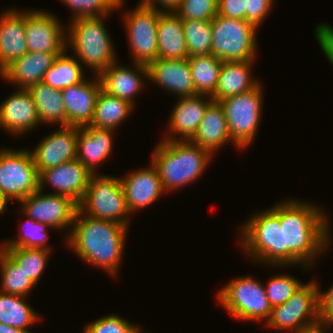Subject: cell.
<instances>
[{"mask_svg": "<svg viewBox=\"0 0 333 333\" xmlns=\"http://www.w3.org/2000/svg\"><path fill=\"white\" fill-rule=\"evenodd\" d=\"M148 79L179 97L197 95L188 58H157L148 66Z\"/></svg>", "mask_w": 333, "mask_h": 333, "instance_id": "obj_17", "label": "cell"}, {"mask_svg": "<svg viewBox=\"0 0 333 333\" xmlns=\"http://www.w3.org/2000/svg\"><path fill=\"white\" fill-rule=\"evenodd\" d=\"M0 333H31L29 330H22L13 326H8L0 322Z\"/></svg>", "mask_w": 333, "mask_h": 333, "instance_id": "obj_47", "label": "cell"}, {"mask_svg": "<svg viewBox=\"0 0 333 333\" xmlns=\"http://www.w3.org/2000/svg\"><path fill=\"white\" fill-rule=\"evenodd\" d=\"M61 53L27 52L14 60L1 73L2 80H8L22 89L42 82L44 74L53 65L57 55Z\"/></svg>", "mask_w": 333, "mask_h": 333, "instance_id": "obj_24", "label": "cell"}, {"mask_svg": "<svg viewBox=\"0 0 333 333\" xmlns=\"http://www.w3.org/2000/svg\"><path fill=\"white\" fill-rule=\"evenodd\" d=\"M37 108L40 123H56L67 126V116L61 90L44 83L33 84L28 88Z\"/></svg>", "mask_w": 333, "mask_h": 333, "instance_id": "obj_29", "label": "cell"}, {"mask_svg": "<svg viewBox=\"0 0 333 333\" xmlns=\"http://www.w3.org/2000/svg\"><path fill=\"white\" fill-rule=\"evenodd\" d=\"M6 204H7V201L0 193V213L1 214H2V212H4L5 209H7Z\"/></svg>", "mask_w": 333, "mask_h": 333, "instance_id": "obj_49", "label": "cell"}, {"mask_svg": "<svg viewBox=\"0 0 333 333\" xmlns=\"http://www.w3.org/2000/svg\"><path fill=\"white\" fill-rule=\"evenodd\" d=\"M39 190V173L33 155L26 150L0 151V193L10 199L26 198Z\"/></svg>", "mask_w": 333, "mask_h": 333, "instance_id": "obj_11", "label": "cell"}, {"mask_svg": "<svg viewBox=\"0 0 333 333\" xmlns=\"http://www.w3.org/2000/svg\"><path fill=\"white\" fill-rule=\"evenodd\" d=\"M78 210L89 217L129 227L126 217L130 211L118 177L92 174Z\"/></svg>", "mask_w": 333, "mask_h": 333, "instance_id": "obj_6", "label": "cell"}, {"mask_svg": "<svg viewBox=\"0 0 333 333\" xmlns=\"http://www.w3.org/2000/svg\"><path fill=\"white\" fill-rule=\"evenodd\" d=\"M102 20L103 17L72 19L66 34V47L70 44L79 60L94 70L96 76L116 61L114 46Z\"/></svg>", "mask_w": 333, "mask_h": 333, "instance_id": "obj_4", "label": "cell"}, {"mask_svg": "<svg viewBox=\"0 0 333 333\" xmlns=\"http://www.w3.org/2000/svg\"><path fill=\"white\" fill-rule=\"evenodd\" d=\"M83 80L82 82L66 87L61 91L67 126L84 127L91 124L94 116L96 97L101 89L99 77L96 81Z\"/></svg>", "mask_w": 333, "mask_h": 333, "instance_id": "obj_19", "label": "cell"}, {"mask_svg": "<svg viewBox=\"0 0 333 333\" xmlns=\"http://www.w3.org/2000/svg\"><path fill=\"white\" fill-rule=\"evenodd\" d=\"M315 36L321 50L333 66V28L326 23L317 25Z\"/></svg>", "mask_w": 333, "mask_h": 333, "instance_id": "obj_45", "label": "cell"}, {"mask_svg": "<svg viewBox=\"0 0 333 333\" xmlns=\"http://www.w3.org/2000/svg\"><path fill=\"white\" fill-rule=\"evenodd\" d=\"M74 11V17H106L115 8L107 0H60Z\"/></svg>", "mask_w": 333, "mask_h": 333, "instance_id": "obj_41", "label": "cell"}, {"mask_svg": "<svg viewBox=\"0 0 333 333\" xmlns=\"http://www.w3.org/2000/svg\"><path fill=\"white\" fill-rule=\"evenodd\" d=\"M74 226V227H73ZM71 231L67 234L68 247L83 261L102 267L116 275L124 253L128 227L117 222L96 219L77 210Z\"/></svg>", "mask_w": 333, "mask_h": 333, "instance_id": "obj_2", "label": "cell"}, {"mask_svg": "<svg viewBox=\"0 0 333 333\" xmlns=\"http://www.w3.org/2000/svg\"><path fill=\"white\" fill-rule=\"evenodd\" d=\"M78 130L79 127L61 126L40 141L31 152L38 173L76 159Z\"/></svg>", "mask_w": 333, "mask_h": 333, "instance_id": "obj_16", "label": "cell"}, {"mask_svg": "<svg viewBox=\"0 0 333 333\" xmlns=\"http://www.w3.org/2000/svg\"><path fill=\"white\" fill-rule=\"evenodd\" d=\"M65 52L66 50L57 55L53 65L47 70L42 79V83L45 85L61 91L85 79L80 61L66 55Z\"/></svg>", "mask_w": 333, "mask_h": 333, "instance_id": "obj_32", "label": "cell"}, {"mask_svg": "<svg viewBox=\"0 0 333 333\" xmlns=\"http://www.w3.org/2000/svg\"><path fill=\"white\" fill-rule=\"evenodd\" d=\"M126 176L120 178V181L130 213L151 205L165 193L152 162L149 168H141Z\"/></svg>", "mask_w": 333, "mask_h": 333, "instance_id": "obj_18", "label": "cell"}, {"mask_svg": "<svg viewBox=\"0 0 333 333\" xmlns=\"http://www.w3.org/2000/svg\"><path fill=\"white\" fill-rule=\"evenodd\" d=\"M232 142L227 128V120L219 101H212L205 110L191 143L209 151L212 155L221 146Z\"/></svg>", "mask_w": 333, "mask_h": 333, "instance_id": "obj_26", "label": "cell"}, {"mask_svg": "<svg viewBox=\"0 0 333 333\" xmlns=\"http://www.w3.org/2000/svg\"><path fill=\"white\" fill-rule=\"evenodd\" d=\"M174 12L181 20H212L218 12V0H180Z\"/></svg>", "mask_w": 333, "mask_h": 333, "instance_id": "obj_39", "label": "cell"}, {"mask_svg": "<svg viewBox=\"0 0 333 333\" xmlns=\"http://www.w3.org/2000/svg\"><path fill=\"white\" fill-rule=\"evenodd\" d=\"M156 1V2H155ZM156 3V4H155ZM180 3V0H142L139 4L147 8L169 12L175 11ZM162 8H159V6ZM164 9V10H163Z\"/></svg>", "mask_w": 333, "mask_h": 333, "instance_id": "obj_46", "label": "cell"}, {"mask_svg": "<svg viewBox=\"0 0 333 333\" xmlns=\"http://www.w3.org/2000/svg\"><path fill=\"white\" fill-rule=\"evenodd\" d=\"M113 132L90 125L79 127L76 159L92 174H95V166L105 161L113 150Z\"/></svg>", "mask_w": 333, "mask_h": 333, "instance_id": "obj_25", "label": "cell"}, {"mask_svg": "<svg viewBox=\"0 0 333 333\" xmlns=\"http://www.w3.org/2000/svg\"><path fill=\"white\" fill-rule=\"evenodd\" d=\"M84 328L85 333H143L139 326L114 314L99 318Z\"/></svg>", "mask_w": 333, "mask_h": 333, "instance_id": "obj_40", "label": "cell"}, {"mask_svg": "<svg viewBox=\"0 0 333 333\" xmlns=\"http://www.w3.org/2000/svg\"><path fill=\"white\" fill-rule=\"evenodd\" d=\"M206 95L197 94L193 96L180 97L169 116V128L173 136H166L167 141H190L196 133L199 123L204 117L207 106L213 101L204 99ZM204 97V98H203ZM208 100V101H205ZM180 135L176 138L175 135ZM182 136V138H181Z\"/></svg>", "mask_w": 333, "mask_h": 333, "instance_id": "obj_21", "label": "cell"}, {"mask_svg": "<svg viewBox=\"0 0 333 333\" xmlns=\"http://www.w3.org/2000/svg\"><path fill=\"white\" fill-rule=\"evenodd\" d=\"M26 12L8 9L0 15V73L27 52Z\"/></svg>", "mask_w": 333, "mask_h": 333, "instance_id": "obj_23", "label": "cell"}, {"mask_svg": "<svg viewBox=\"0 0 333 333\" xmlns=\"http://www.w3.org/2000/svg\"><path fill=\"white\" fill-rule=\"evenodd\" d=\"M253 61H223L215 93L211 96L213 101L242 94L258 86L260 82L250 75Z\"/></svg>", "mask_w": 333, "mask_h": 333, "instance_id": "obj_27", "label": "cell"}, {"mask_svg": "<svg viewBox=\"0 0 333 333\" xmlns=\"http://www.w3.org/2000/svg\"><path fill=\"white\" fill-rule=\"evenodd\" d=\"M211 54L221 61L255 60L257 28L244 19L216 15L211 20Z\"/></svg>", "mask_w": 333, "mask_h": 333, "instance_id": "obj_7", "label": "cell"}, {"mask_svg": "<svg viewBox=\"0 0 333 333\" xmlns=\"http://www.w3.org/2000/svg\"><path fill=\"white\" fill-rule=\"evenodd\" d=\"M28 225L21 226L22 232H19V239L16 240H6L4 244H1L0 248H43L52 250L50 246H47L48 240V229L50 226L48 224L40 223L34 221L32 218H27ZM24 230V231H23ZM21 234V235H20Z\"/></svg>", "mask_w": 333, "mask_h": 333, "instance_id": "obj_37", "label": "cell"}, {"mask_svg": "<svg viewBox=\"0 0 333 333\" xmlns=\"http://www.w3.org/2000/svg\"><path fill=\"white\" fill-rule=\"evenodd\" d=\"M273 0H246L245 20L257 29L272 9Z\"/></svg>", "mask_w": 333, "mask_h": 333, "instance_id": "obj_43", "label": "cell"}, {"mask_svg": "<svg viewBox=\"0 0 333 333\" xmlns=\"http://www.w3.org/2000/svg\"><path fill=\"white\" fill-rule=\"evenodd\" d=\"M325 330H319L317 332H314V333H324Z\"/></svg>", "mask_w": 333, "mask_h": 333, "instance_id": "obj_50", "label": "cell"}, {"mask_svg": "<svg viewBox=\"0 0 333 333\" xmlns=\"http://www.w3.org/2000/svg\"><path fill=\"white\" fill-rule=\"evenodd\" d=\"M26 297L0 291V322L18 329L27 330L39 321L38 313L27 304Z\"/></svg>", "mask_w": 333, "mask_h": 333, "instance_id": "obj_33", "label": "cell"}, {"mask_svg": "<svg viewBox=\"0 0 333 333\" xmlns=\"http://www.w3.org/2000/svg\"><path fill=\"white\" fill-rule=\"evenodd\" d=\"M218 301L231 314L247 321L268 319L272 307L266 296L265 285L254 277H237L218 292Z\"/></svg>", "mask_w": 333, "mask_h": 333, "instance_id": "obj_9", "label": "cell"}, {"mask_svg": "<svg viewBox=\"0 0 333 333\" xmlns=\"http://www.w3.org/2000/svg\"><path fill=\"white\" fill-rule=\"evenodd\" d=\"M161 12L138 4L124 14L134 63L148 66L158 58L157 25Z\"/></svg>", "mask_w": 333, "mask_h": 333, "instance_id": "obj_12", "label": "cell"}, {"mask_svg": "<svg viewBox=\"0 0 333 333\" xmlns=\"http://www.w3.org/2000/svg\"><path fill=\"white\" fill-rule=\"evenodd\" d=\"M212 154L190 141H161L152 154L165 192L181 188L201 176Z\"/></svg>", "mask_w": 333, "mask_h": 333, "instance_id": "obj_3", "label": "cell"}, {"mask_svg": "<svg viewBox=\"0 0 333 333\" xmlns=\"http://www.w3.org/2000/svg\"><path fill=\"white\" fill-rule=\"evenodd\" d=\"M317 288V314L320 322L321 330L328 328L329 325H333V285L327 292L323 294L320 292L318 283L316 282ZM324 326V327H323Z\"/></svg>", "mask_w": 333, "mask_h": 333, "instance_id": "obj_42", "label": "cell"}, {"mask_svg": "<svg viewBox=\"0 0 333 333\" xmlns=\"http://www.w3.org/2000/svg\"><path fill=\"white\" fill-rule=\"evenodd\" d=\"M116 10L123 5L124 0H107Z\"/></svg>", "mask_w": 333, "mask_h": 333, "instance_id": "obj_48", "label": "cell"}, {"mask_svg": "<svg viewBox=\"0 0 333 333\" xmlns=\"http://www.w3.org/2000/svg\"><path fill=\"white\" fill-rule=\"evenodd\" d=\"M323 210L315 205L289 200L280 203L283 226V266H312L317 255L328 249L329 226Z\"/></svg>", "mask_w": 333, "mask_h": 333, "instance_id": "obj_1", "label": "cell"}, {"mask_svg": "<svg viewBox=\"0 0 333 333\" xmlns=\"http://www.w3.org/2000/svg\"><path fill=\"white\" fill-rule=\"evenodd\" d=\"M217 15L245 20L246 0H218Z\"/></svg>", "mask_w": 333, "mask_h": 333, "instance_id": "obj_44", "label": "cell"}, {"mask_svg": "<svg viewBox=\"0 0 333 333\" xmlns=\"http://www.w3.org/2000/svg\"><path fill=\"white\" fill-rule=\"evenodd\" d=\"M48 11H26L25 37L28 52L62 53L67 49L64 27Z\"/></svg>", "mask_w": 333, "mask_h": 333, "instance_id": "obj_14", "label": "cell"}, {"mask_svg": "<svg viewBox=\"0 0 333 333\" xmlns=\"http://www.w3.org/2000/svg\"><path fill=\"white\" fill-rule=\"evenodd\" d=\"M0 104V126L13 134H24L40 123L37 108L28 89H18Z\"/></svg>", "mask_w": 333, "mask_h": 333, "instance_id": "obj_20", "label": "cell"}, {"mask_svg": "<svg viewBox=\"0 0 333 333\" xmlns=\"http://www.w3.org/2000/svg\"><path fill=\"white\" fill-rule=\"evenodd\" d=\"M182 24L188 57L211 54V20H182Z\"/></svg>", "mask_w": 333, "mask_h": 333, "instance_id": "obj_36", "label": "cell"}, {"mask_svg": "<svg viewBox=\"0 0 333 333\" xmlns=\"http://www.w3.org/2000/svg\"><path fill=\"white\" fill-rule=\"evenodd\" d=\"M158 58H188L182 20L174 11L161 12L157 25Z\"/></svg>", "mask_w": 333, "mask_h": 333, "instance_id": "obj_28", "label": "cell"}, {"mask_svg": "<svg viewBox=\"0 0 333 333\" xmlns=\"http://www.w3.org/2000/svg\"><path fill=\"white\" fill-rule=\"evenodd\" d=\"M19 202L22 203L26 217L55 229L72 225L78 210V204L73 199L54 192L43 194L42 190H37Z\"/></svg>", "mask_w": 333, "mask_h": 333, "instance_id": "obj_13", "label": "cell"}, {"mask_svg": "<svg viewBox=\"0 0 333 333\" xmlns=\"http://www.w3.org/2000/svg\"><path fill=\"white\" fill-rule=\"evenodd\" d=\"M243 249L256 261L283 266V226L280 203L253 215L242 228Z\"/></svg>", "mask_w": 333, "mask_h": 333, "instance_id": "obj_5", "label": "cell"}, {"mask_svg": "<svg viewBox=\"0 0 333 333\" xmlns=\"http://www.w3.org/2000/svg\"><path fill=\"white\" fill-rule=\"evenodd\" d=\"M0 291L6 294L28 296L35 284L22 269L0 248Z\"/></svg>", "mask_w": 333, "mask_h": 333, "instance_id": "obj_35", "label": "cell"}, {"mask_svg": "<svg viewBox=\"0 0 333 333\" xmlns=\"http://www.w3.org/2000/svg\"><path fill=\"white\" fill-rule=\"evenodd\" d=\"M92 173L77 159L64 162L57 167L39 173V190L43 191L45 183L55 188L58 195L73 199L77 204L87 190Z\"/></svg>", "mask_w": 333, "mask_h": 333, "instance_id": "obj_15", "label": "cell"}, {"mask_svg": "<svg viewBox=\"0 0 333 333\" xmlns=\"http://www.w3.org/2000/svg\"><path fill=\"white\" fill-rule=\"evenodd\" d=\"M117 64L116 61L113 62L98 76L101 82V89L134 106V95L142 91L144 82L141 78L146 76L148 78V68L146 65L138 63H134L135 69Z\"/></svg>", "mask_w": 333, "mask_h": 333, "instance_id": "obj_22", "label": "cell"}, {"mask_svg": "<svg viewBox=\"0 0 333 333\" xmlns=\"http://www.w3.org/2000/svg\"><path fill=\"white\" fill-rule=\"evenodd\" d=\"M267 326L293 333H314L319 330L316 282L303 284L284 304L272 307ZM293 330V331H292Z\"/></svg>", "mask_w": 333, "mask_h": 333, "instance_id": "obj_8", "label": "cell"}, {"mask_svg": "<svg viewBox=\"0 0 333 333\" xmlns=\"http://www.w3.org/2000/svg\"><path fill=\"white\" fill-rule=\"evenodd\" d=\"M262 99V85L259 84L248 92L219 101L225 113L229 134L236 147L244 149L255 139L262 118Z\"/></svg>", "mask_w": 333, "mask_h": 333, "instance_id": "obj_10", "label": "cell"}, {"mask_svg": "<svg viewBox=\"0 0 333 333\" xmlns=\"http://www.w3.org/2000/svg\"><path fill=\"white\" fill-rule=\"evenodd\" d=\"M133 105L100 89L90 126L115 130L133 111Z\"/></svg>", "mask_w": 333, "mask_h": 333, "instance_id": "obj_30", "label": "cell"}, {"mask_svg": "<svg viewBox=\"0 0 333 333\" xmlns=\"http://www.w3.org/2000/svg\"><path fill=\"white\" fill-rule=\"evenodd\" d=\"M188 62L196 93L210 98L215 93L223 61L209 54L188 57Z\"/></svg>", "mask_w": 333, "mask_h": 333, "instance_id": "obj_31", "label": "cell"}, {"mask_svg": "<svg viewBox=\"0 0 333 333\" xmlns=\"http://www.w3.org/2000/svg\"><path fill=\"white\" fill-rule=\"evenodd\" d=\"M36 284L45 269L50 250L43 248H1Z\"/></svg>", "mask_w": 333, "mask_h": 333, "instance_id": "obj_34", "label": "cell"}, {"mask_svg": "<svg viewBox=\"0 0 333 333\" xmlns=\"http://www.w3.org/2000/svg\"><path fill=\"white\" fill-rule=\"evenodd\" d=\"M303 285L297 278L288 274L275 275L266 287V296L271 307L284 304Z\"/></svg>", "mask_w": 333, "mask_h": 333, "instance_id": "obj_38", "label": "cell"}]
</instances>
